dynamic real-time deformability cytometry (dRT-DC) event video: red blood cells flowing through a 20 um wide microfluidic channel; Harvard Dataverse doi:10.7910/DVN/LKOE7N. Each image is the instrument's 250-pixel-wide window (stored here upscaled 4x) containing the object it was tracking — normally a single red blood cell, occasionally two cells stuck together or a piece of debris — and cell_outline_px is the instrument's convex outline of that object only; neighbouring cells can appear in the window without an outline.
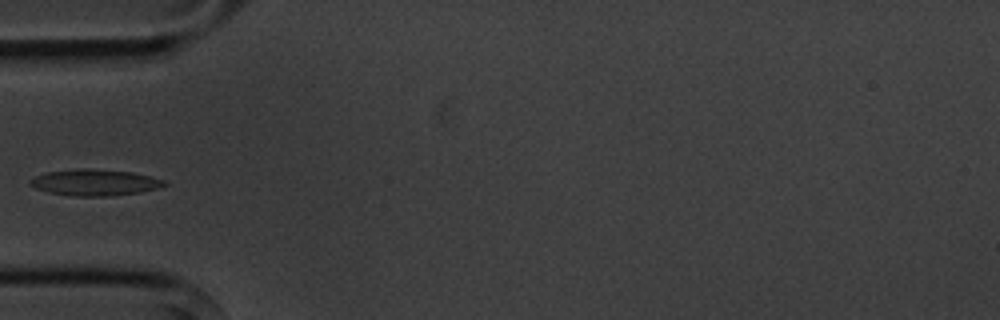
{"species": "common noctule bat (a hibernating species)", "species_latin": "Nyctalus noctula", "temperature_condition": "cold", "stored_images_in_passage": 4, "camera_frame_rate_fps": 3000, "um_per_image_px": 0.085, "animal": {"sex": "male", "body_mass_g": 20.1, "forearm_length_mm": 53.5}, "frame": {"image": 1, "passage_image": 4, "time_ms": 4.333, "image_size_px": [1000, 320], "cell_outline_px": [[168, 184], [160, 188], [140, 192], [112, 196], [72, 196], [48, 192], [36, 188], [28, 184], [28, 180], [36, 176], [48, 172], [76, 168], [88, 168], [132, 172], [164, 180]], "centroid_in_image_um": [8.05, 15.51], "position_along_channel_um": 77.0, "area_um2": 20.63}}